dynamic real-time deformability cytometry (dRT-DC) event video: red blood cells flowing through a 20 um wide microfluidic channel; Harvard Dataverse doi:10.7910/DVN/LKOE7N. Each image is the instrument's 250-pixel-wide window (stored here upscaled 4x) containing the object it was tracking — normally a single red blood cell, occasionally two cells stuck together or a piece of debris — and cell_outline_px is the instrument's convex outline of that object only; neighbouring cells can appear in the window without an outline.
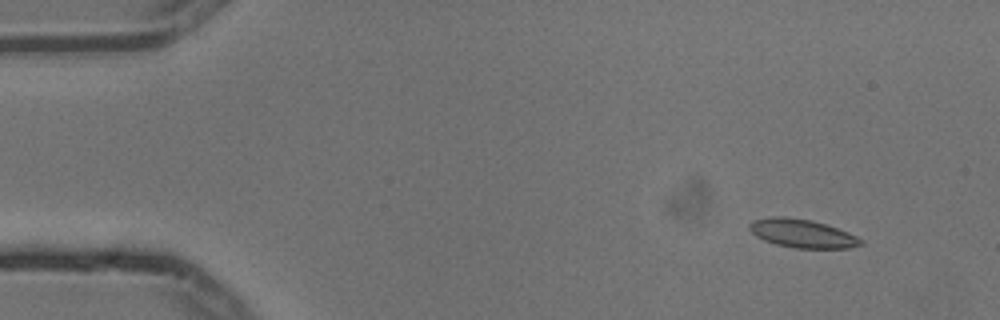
{"species": "common noctule bat (a hibernating species)", "species_latin": "Nyctalus noctula", "temperature_condition": "cold", "stored_images_in_passage": 4, "camera_frame_rate_fps": 3000, "um_per_image_px": 0.085, "animal": {"sex": "male", "body_mass_g": 13.3}, "frame": {"image": 1, "passage_image": 1, "time_ms": 0.0, "image_size_px": [1000, 320], "cell_outline_px": [[864, 244], [848, 248], [796, 248], [776, 244], [764, 240], [756, 236], [748, 228], [748, 224], [752, 220], [772, 216], [784, 216], [812, 220], [848, 232], [864, 240]], "centroid_in_image_um": [68.17, 19.84], "position_along_channel_um": 16.8, "area_um2": 18.5}}
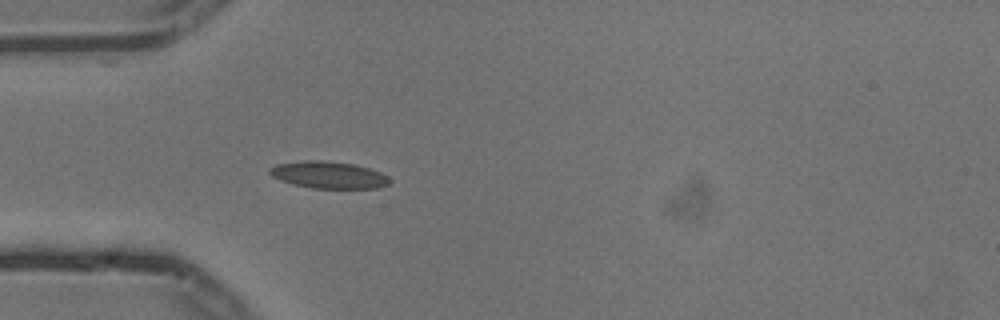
{"frame": {"image": 2, "passage_image": 4, "time_ms": 1.0, "image_size_px": [1000, 320], "cell_outline_px": [[392, 180], [388, 184], [376, 188], [312, 188], [292, 184], [280, 180], [272, 176], [268, 172], [268, 168], [276, 164], [304, 160], [320, 160], [356, 164], [380, 172], [388, 176]], "centroid_in_image_um": [27.91, 14.86], "position_along_channel_um": 57.1, "area_um2": 18.96}}